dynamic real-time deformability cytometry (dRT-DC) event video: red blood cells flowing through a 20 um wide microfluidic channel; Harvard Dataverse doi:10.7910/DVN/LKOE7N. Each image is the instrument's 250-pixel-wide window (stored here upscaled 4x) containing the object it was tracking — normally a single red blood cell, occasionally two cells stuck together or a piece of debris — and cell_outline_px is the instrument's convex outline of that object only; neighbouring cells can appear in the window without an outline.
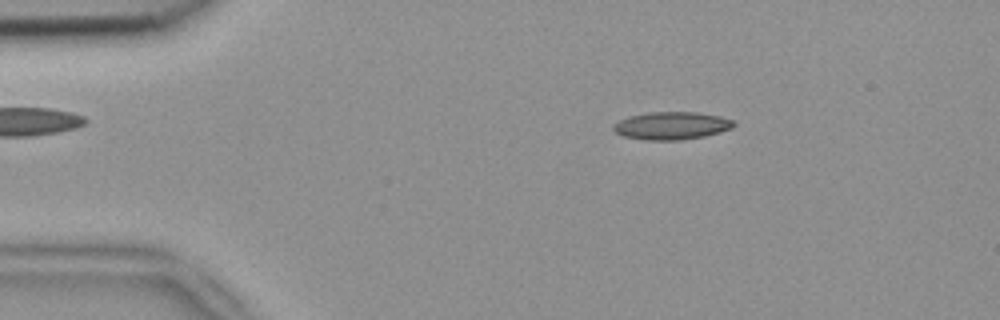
{"species": "common noctule bat (a hibernating species)", "species_latin": "Nyctalus noctula", "temperature_condition": "room temperature", "stored_images_in_passage": 5, "camera_frame_rate_fps": 3000, "um_per_image_px": 0.085, "animal": {"sex": "female", "body_mass_g": 18.4}, "frame": {"image": 1, "passage_image": 2, "time_ms": 0.333, "image_size_px": [1000, 320], "cell_outline_px": [[736, 124], [732, 128], [720, 132], [704, 136], [680, 140], [644, 140], [624, 136], [616, 132], [612, 128], [612, 124], [628, 116], [648, 112], [696, 112], [720, 116], [732, 120]], "centroid_in_image_um": [57.07, 10.68], "position_along_channel_um": 27.9, "area_um2": 19.48}}